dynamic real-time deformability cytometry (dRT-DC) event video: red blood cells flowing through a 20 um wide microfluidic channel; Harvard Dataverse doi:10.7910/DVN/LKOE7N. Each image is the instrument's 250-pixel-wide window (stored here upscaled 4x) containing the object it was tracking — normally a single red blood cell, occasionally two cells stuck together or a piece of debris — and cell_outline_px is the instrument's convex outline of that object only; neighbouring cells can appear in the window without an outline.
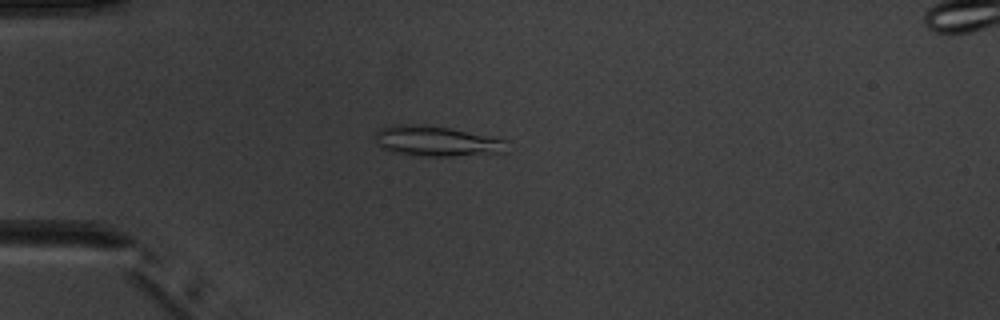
{"species": "common noctule bat (a hibernating species)", "species_latin": "Nyctalus noctula", "temperature_condition": "warm", "stored_images_in_passage": 4, "camera_frame_rate_fps": 3000, "um_per_image_px": 0.085, "animal": {"sex": "male", "body_mass_g": 20.1, "forearm_length_mm": 53.5}, "frame": {"image": 1, "passage_image": 4, "time_ms": 3.333, "image_size_px": [1000, 320], "cell_outline_px": [[512, 140], [508, 152], [452, 156], [416, 156], [392, 152], [384, 148], [376, 140], [376, 132], [380, 128], [396, 124], [408, 124], [452, 128]], "centroid_in_image_um": [37.24, 12.0], "position_along_channel_um": 47.8, "area_um2": 23.58}}